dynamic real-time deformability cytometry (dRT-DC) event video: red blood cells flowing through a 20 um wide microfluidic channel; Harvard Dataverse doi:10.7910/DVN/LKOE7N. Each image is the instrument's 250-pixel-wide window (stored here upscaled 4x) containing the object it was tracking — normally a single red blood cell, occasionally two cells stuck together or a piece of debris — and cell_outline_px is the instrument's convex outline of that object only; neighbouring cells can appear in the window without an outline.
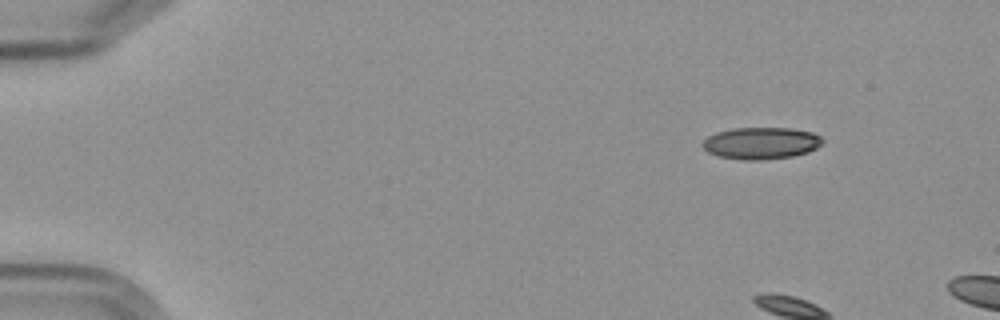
{"species": "Egyptian fruit bat (a non-hibernating species)", "species_latin": "Rousettus aegyptiacus", "temperature_condition": "cold", "stored_images_in_passage": 3, "camera_frame_rate_fps": 3000, "um_per_image_px": 0.085, "frame": {"image": 1, "passage_image": 1, "time_ms": 0.0, "image_size_px": [1000, 320], "cell_outline_px": [[824, 144], [808, 152], [792, 156], [764, 160], [744, 160], [720, 156], [708, 152], [700, 144], [708, 136], [716, 132], [732, 128], [792, 128], [812, 132], [820, 136], [824, 140]], "centroid_in_image_um": [64.71, 12.16], "position_along_channel_um": 20.3, "area_um2": 22.43}}